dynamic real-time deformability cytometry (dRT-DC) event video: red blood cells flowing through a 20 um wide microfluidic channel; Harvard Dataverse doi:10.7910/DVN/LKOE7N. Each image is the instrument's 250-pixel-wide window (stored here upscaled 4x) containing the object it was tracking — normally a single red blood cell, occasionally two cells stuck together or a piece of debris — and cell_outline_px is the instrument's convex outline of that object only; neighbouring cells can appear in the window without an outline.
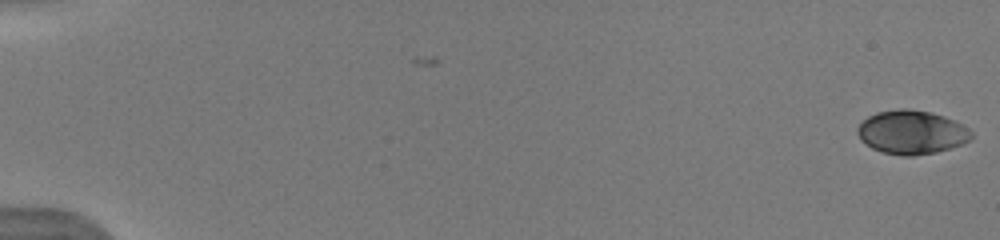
{"species": "human", "species_latin": "Homo sapiens", "temperature_condition": "warm", "stored_images_in_passage": 28, "camera_frame_rate_fps": 3000, "um_per_image_px": 0.085, "donor": {"sex": "male"}, "frame": {"image": 1, "passage_image": 1, "time_ms": 0.0, "image_size_px": [1000, 240], "cell_outline_px": [[972, 140], [964, 144], [936, 152], [912, 156], [904, 156], [884, 152], [872, 148], [860, 140], [856, 132], [856, 128], [868, 116], [876, 112], [900, 108], [904, 108], [932, 112], [956, 120], [968, 128], [972, 132]], "centroid_in_image_um": [77.51, 11.23], "position_along_channel_um": 7.5, "area_um2": 29.3}}
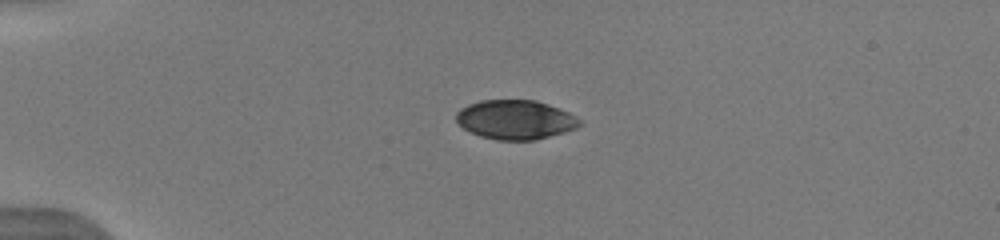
{"frame": {"image": 2, "passage_image": 13, "time_ms": 4.333, "image_size_px": [1000, 240], "cell_outline_px": [[580, 124], [576, 128], [564, 132], [536, 140], [496, 140], [480, 136], [464, 128], [456, 120], [456, 112], [460, 108], [468, 104], [480, 100], [536, 100], [560, 108], [568, 112], [580, 120]], "centroid_in_image_um": [43.79, 10.17], "position_along_channel_um": 41.2, "area_um2": 28.21}}
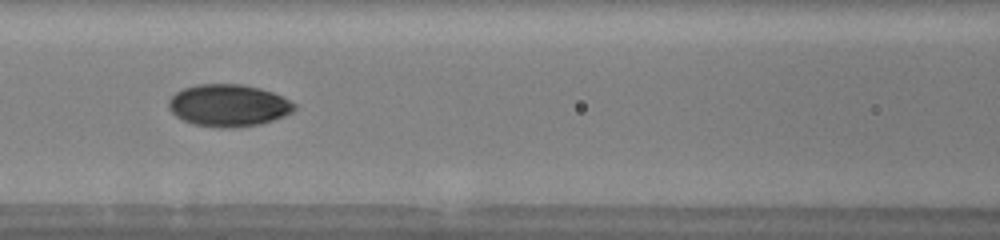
{"frame": {"image": 3, "passage_image": 23, "time_ms": 8.0, "image_size_px": [1000, 240], "cell_outline_px": [[296, 108], [292, 112], [284, 116], [260, 124], [228, 128], [220, 128], [192, 124], [176, 116], [168, 108], [168, 100], [176, 92], [184, 88], [196, 84], [244, 84], [260, 88], [284, 96], [296, 104]], "centroid_in_image_um": [19.43, 8.95], "position_along_channel_um": 147.2, "area_um2": 31.04}}